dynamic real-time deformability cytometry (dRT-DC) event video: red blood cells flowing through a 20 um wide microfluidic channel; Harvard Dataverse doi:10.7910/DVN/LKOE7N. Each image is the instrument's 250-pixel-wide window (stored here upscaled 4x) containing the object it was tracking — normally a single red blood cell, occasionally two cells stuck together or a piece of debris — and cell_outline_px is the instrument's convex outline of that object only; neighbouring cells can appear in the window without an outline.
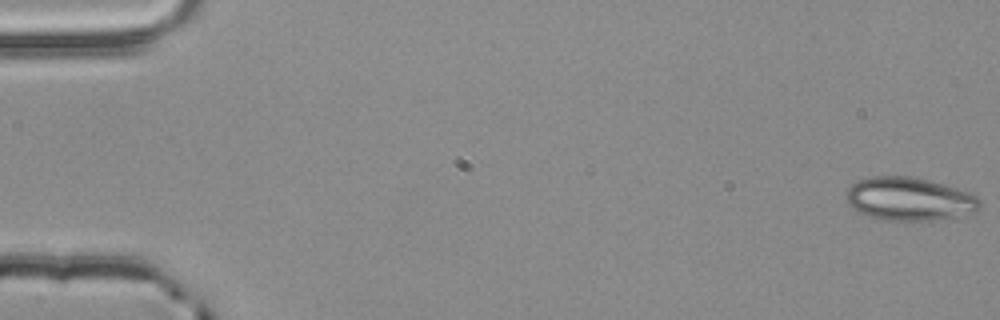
{"species": "common noctule bat (a hibernating species)", "species_latin": "Nyctalus noctula", "temperature_condition": "room temperature", "stored_images_in_passage": 4, "camera_frame_rate_fps": 3000, "um_per_image_px": 0.085, "animal": {"sex": "male", "body_mass_g": 20.4}, "frame": {"image": 1, "passage_image": 1, "time_ms": 0.0, "image_size_px": [1000, 320], "cell_outline_px": [[980, 208], [976, 212], [932, 220], [884, 220], [868, 216], [852, 208], [848, 204], [844, 196], [844, 192], [852, 184], [860, 180], [872, 176], [908, 176], [928, 180], [972, 192], [980, 200]], "centroid_in_image_um": [77.27, 16.9], "position_along_channel_um": 7.7, "area_um2": 33.7}}